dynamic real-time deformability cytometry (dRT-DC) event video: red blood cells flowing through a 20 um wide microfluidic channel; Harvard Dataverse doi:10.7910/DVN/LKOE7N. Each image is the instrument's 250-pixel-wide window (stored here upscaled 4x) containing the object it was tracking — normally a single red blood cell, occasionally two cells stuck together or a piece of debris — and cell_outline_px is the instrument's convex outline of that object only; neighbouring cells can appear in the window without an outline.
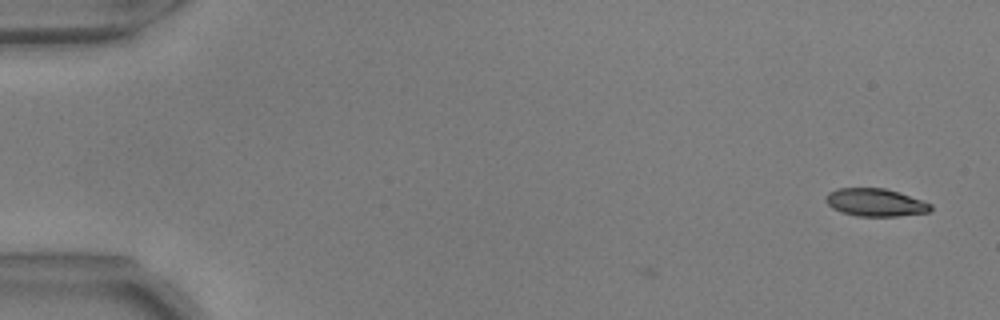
{"species": "common noctule bat (a hibernating species)", "species_latin": "Nyctalus noctula", "temperature_condition": "warm", "stored_images_in_passage": 4, "camera_frame_rate_fps": 3000, "um_per_image_px": 0.085, "animal": {"sex": "male", "body_mass_g": 17.9, "forearm_length_mm": 54.2}, "frame": {"image": 1, "passage_image": 1, "time_ms": 0.0, "image_size_px": [1000, 320], "cell_outline_px": [[932, 212], [896, 216], [856, 216], [840, 212], [832, 208], [824, 200], [828, 192], [836, 188], [884, 188], [932, 204]], "centroid_in_image_um": [74.37, 17.22], "position_along_channel_um": 10.6, "area_um2": 16.94}}